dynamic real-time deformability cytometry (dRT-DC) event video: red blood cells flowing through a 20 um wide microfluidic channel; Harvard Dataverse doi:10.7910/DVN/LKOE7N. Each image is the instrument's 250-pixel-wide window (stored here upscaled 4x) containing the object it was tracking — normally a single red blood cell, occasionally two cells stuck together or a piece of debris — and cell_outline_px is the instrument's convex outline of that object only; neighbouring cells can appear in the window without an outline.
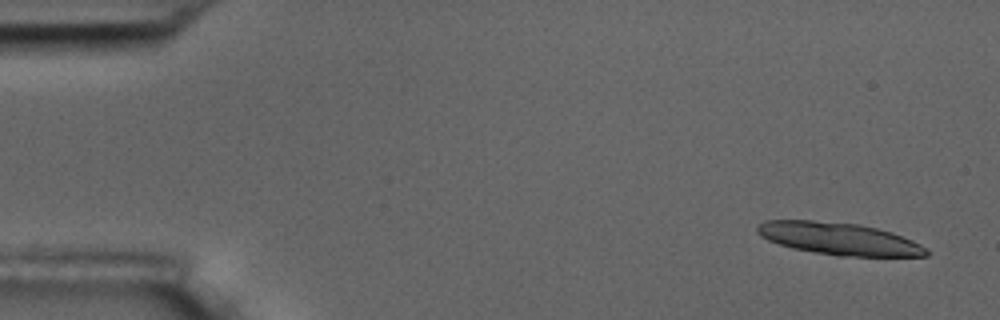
{"species": "common noctule bat (a hibernating species)", "species_latin": "Nyctalus noctula", "temperature_condition": "room temperature", "stored_images_in_passage": 5, "camera_frame_rate_fps": 3000, "um_per_image_px": 0.085, "animal": {"sex": "male", "body_mass_g": 17.5, "forearm_length_mm": 52.3}, "frame": {"image": 1, "passage_image": 1, "time_ms": 0.0, "image_size_px": [1000, 320], "cell_outline_px": [[928, 256], [836, 256], [792, 248], [768, 240], [760, 236], [756, 232], [756, 228], [764, 220], [812, 220], [860, 224], [892, 232], [912, 240], [928, 248]], "centroid_in_image_um": [71.31, 20.29], "position_along_channel_um": 13.7, "area_um2": 31.85}}